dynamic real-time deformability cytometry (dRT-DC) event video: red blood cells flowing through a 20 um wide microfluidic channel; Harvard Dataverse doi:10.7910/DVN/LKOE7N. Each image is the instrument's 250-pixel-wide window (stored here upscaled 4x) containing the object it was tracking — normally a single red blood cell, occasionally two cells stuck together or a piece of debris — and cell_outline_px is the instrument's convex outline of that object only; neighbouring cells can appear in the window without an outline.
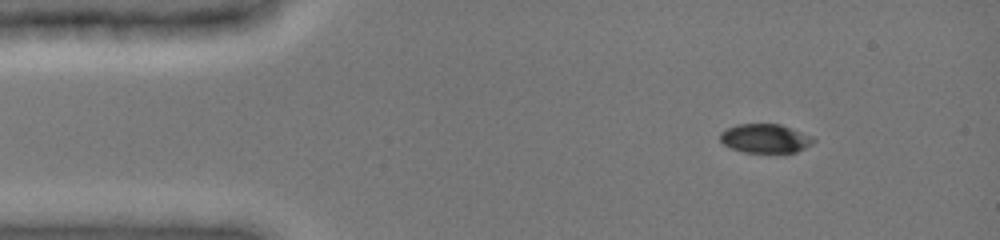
{"species": "common noctule bat (a hibernating species)", "species_latin": "Nyctalus noctula", "temperature_condition": "cold", "stored_images_in_passage": 47, "camera_frame_rate_fps": 3000, "um_per_image_px": 0.085, "animal": {"sex": "female", "body_mass_g": 19.0, "forearm_length_mm": 51.5}, "frame": {"image": 1, "passage_image": 5, "time_ms": 1.333, "image_size_px": [1000, 240], "cell_outline_px": [[816, 140], [812, 144], [796, 152], [744, 152], [732, 148], [724, 144], [720, 140], [720, 132], [736, 124], [780, 124], [792, 128], [812, 136]], "centroid_in_image_um": [65.05, 11.76], "position_along_channel_um": 19.9, "area_um2": 15.66}}
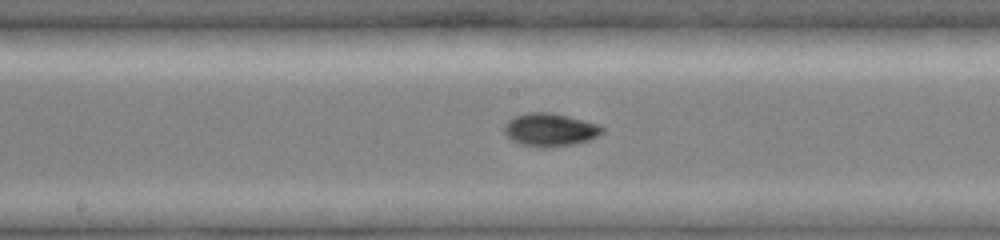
{"frame": {"image": 2, "passage_image": 24, "time_ms": 7.667, "image_size_px": [1000, 240], "cell_outline_px": [[604, 132], [588, 140], [572, 144], [544, 148], [520, 144], [512, 140], [504, 132], [504, 124], [508, 120], [516, 116], [528, 112], [552, 112], [600, 124], [604, 128]], "centroid_in_image_um": [46.75, 11.02], "position_along_channel_um": 201.4, "area_um2": 18.84}}
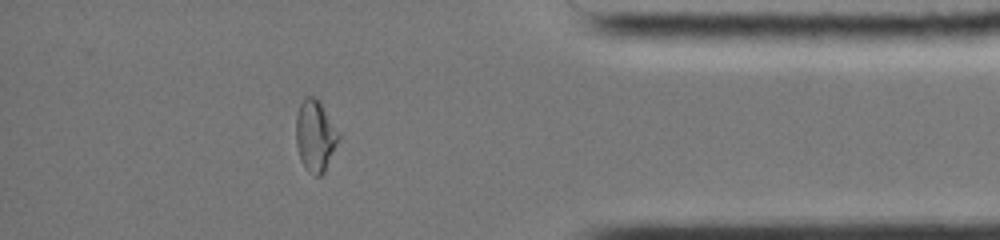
{"frame": {"image": 3, "passage_image": 41, "time_ms": 13.333, "image_size_px": [1000, 240], "cell_outline_px": [[340, 140], [324, 172], [320, 176], [312, 176], [304, 168], [300, 160], [296, 144], [296, 116], [300, 104], [304, 96], [316, 96], [320, 100], [340, 136]], "centroid_in_image_um": [26.78, 11.55], "position_along_channel_um": 408.4, "area_um2": 18.03}, "authors_computed_cell_mechanics": {"area_um2": 17.3978, "velocity_mm_per_s": 3.9568, "shape_relaxation_time_tau1_ms": 4.9487, "shape_relaxation_time_tau2_ms": 2.581, "deformation_change_tau1": 0.1752, "deformation_change_tau2": 0.042}}